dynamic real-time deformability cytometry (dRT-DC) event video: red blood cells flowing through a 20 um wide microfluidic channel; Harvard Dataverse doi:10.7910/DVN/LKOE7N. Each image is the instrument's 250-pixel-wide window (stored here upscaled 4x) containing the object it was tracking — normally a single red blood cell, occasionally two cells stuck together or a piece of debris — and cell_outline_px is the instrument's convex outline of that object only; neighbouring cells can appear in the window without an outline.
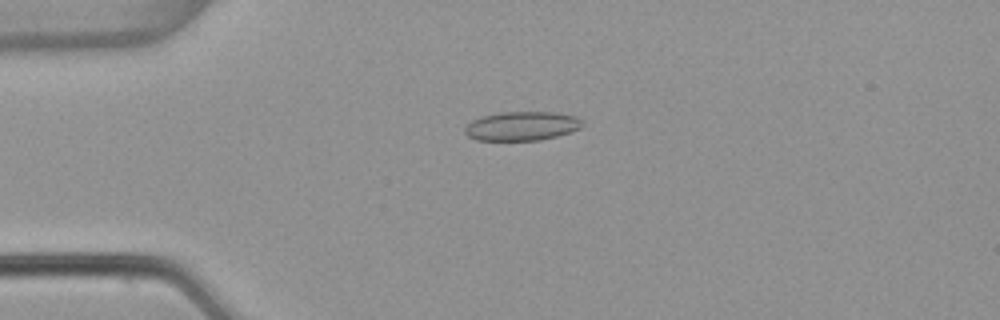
{"species": "common noctule bat (a hibernating species)", "species_latin": "Nyctalus noctula", "temperature_condition": "warm", "stored_images_in_passage": 49, "camera_frame_rate_fps": 3000, "um_per_image_px": 0.085, "animal": {"sex": "female", "body_mass_g": 22.7, "forearm_length_mm": 54.2}, "frame": {"image": 1, "passage_image": 9, "time_ms": 2.667, "image_size_px": [1000, 320], "cell_outline_px": [[584, 124], [580, 128], [572, 132], [540, 140], [476, 140], [468, 136], [464, 132], [464, 128], [472, 120], [480, 116], [500, 112], [556, 112], [576, 116]], "centroid_in_image_um": [44.35, 10.71], "position_along_channel_um": 40.6, "area_um2": 20.0}}
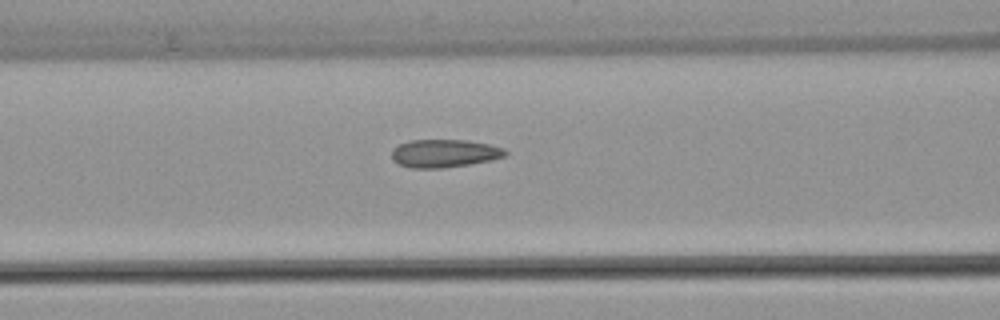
{"frame": {"image": 2, "passage_image": 18, "time_ms": 5.667, "image_size_px": [1000, 320], "cell_outline_px": [[508, 152], [504, 156], [492, 160], [468, 164], [440, 168], [412, 168], [400, 164], [392, 160], [392, 148], [400, 144], [412, 140], [468, 140], [488, 144], [504, 148]], "centroid_in_image_um": [37.77, 13.03], "position_along_channel_um": 128.8, "area_um2": 18.44}}
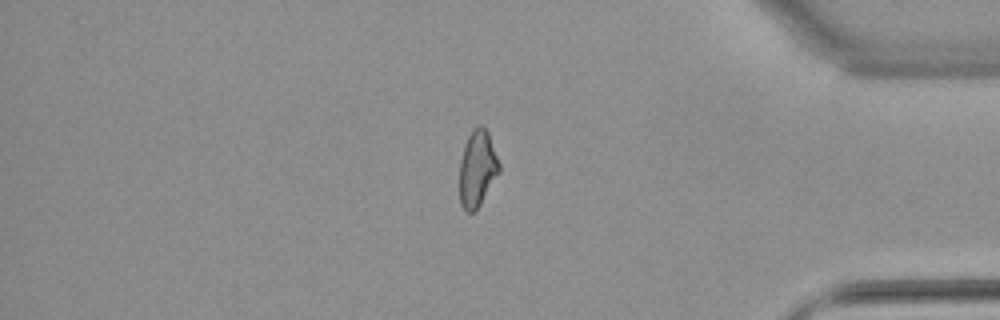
{"frame": {"image": 3, "passage_image": 41, "time_ms": 13.333, "image_size_px": [1000, 320], "cell_outline_px": [[500, 172], [476, 212], [468, 212], [460, 204], [460, 160], [464, 144], [472, 128], [480, 124], [488, 132], [500, 164]], "centroid_in_image_um": [40.58, 14.33], "position_along_channel_um": 394.6, "area_um2": 17.8}, "authors_computed_cell_mechanics": {"area_um2": 18.3804, "velocity_mm_per_s": 3.8419, "shape_relaxation_time_tau1_ms": null, "shape_relaxation_time_tau2_ms": 1.6424, "deformation_change_tau1": null, "deformation_change_tau2": 0.0702}}